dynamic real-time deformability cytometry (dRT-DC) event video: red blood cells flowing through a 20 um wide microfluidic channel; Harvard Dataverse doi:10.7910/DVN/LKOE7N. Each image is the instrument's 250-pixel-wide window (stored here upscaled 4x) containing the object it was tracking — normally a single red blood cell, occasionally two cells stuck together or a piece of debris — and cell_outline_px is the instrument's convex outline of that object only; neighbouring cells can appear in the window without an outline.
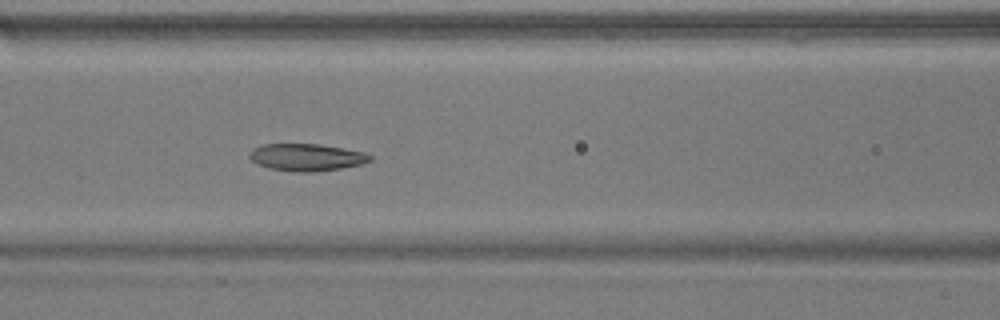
{"species": "common noctule bat (a hibernating species)", "species_latin": "Nyctalus noctula", "temperature_condition": "warm", "stored_images_in_passage": 50, "camera_frame_rate_fps": 3000, "um_per_image_px": 0.085, "animal": {"sex": "male", "body_mass_g": 17.9}, "frame": {"image": 1, "passage_image": 19, "time_ms": 6.0, "image_size_px": [1000, 320], "cell_outline_px": [[372, 160], [360, 164], [340, 168], [312, 172], [296, 172], [268, 168], [256, 164], [248, 156], [248, 152], [252, 148], [264, 144], [320, 144], [344, 148], [364, 152], [372, 156]], "centroid_in_image_um": [26.01, 13.36], "position_along_channel_um": 140.6, "area_um2": 19.19}}
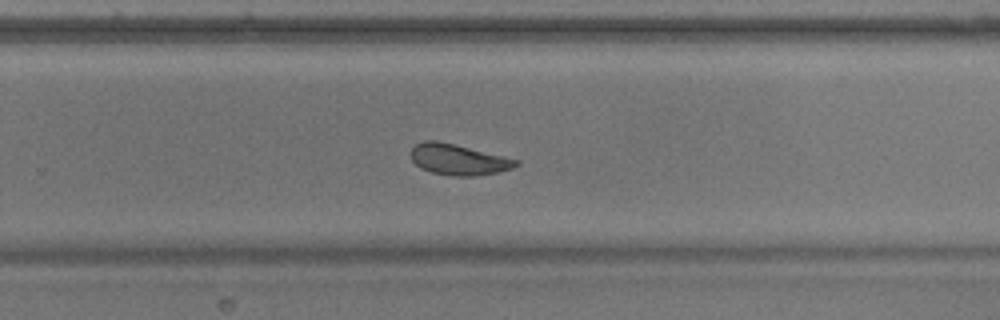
{"frame": {"image": 2, "passage_image": 31, "time_ms": 10.0, "image_size_px": [1000, 320], "cell_outline_px": [[520, 164], [512, 168], [496, 172], [472, 176], [452, 176], [432, 172], [420, 168], [412, 160], [412, 148], [416, 144], [424, 140], [436, 140], [520, 160]], "centroid_in_image_um": [38.96, 13.56], "position_along_channel_um": 290.8, "area_um2": 18.61}}
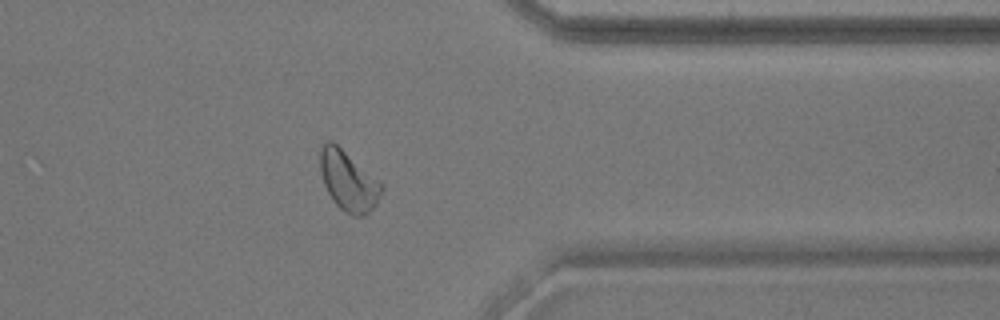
{"frame": {"image": 3, "passage_image": 39, "time_ms": 12.667, "image_size_px": [1000, 320], "cell_outline_px": [[384, 188], [376, 204], [364, 216], [352, 216], [344, 212], [332, 200], [324, 184], [320, 172], [320, 148], [328, 140], [332, 140], [384, 184]], "centroid_in_image_um": [29.62, 15.38], "position_along_channel_um": 381.8, "area_um2": 21.5}, "authors_computed_cell_mechanics": {"area_um2": 20.4612, "velocity_mm_per_s": 3.77, "shape_relaxation_time_tau1_ms": 6.7662, "shape_relaxation_time_tau2_ms": 3.0522, "deformation_change_tau1": 0.196, "deformation_change_tau2": 0.1132}}